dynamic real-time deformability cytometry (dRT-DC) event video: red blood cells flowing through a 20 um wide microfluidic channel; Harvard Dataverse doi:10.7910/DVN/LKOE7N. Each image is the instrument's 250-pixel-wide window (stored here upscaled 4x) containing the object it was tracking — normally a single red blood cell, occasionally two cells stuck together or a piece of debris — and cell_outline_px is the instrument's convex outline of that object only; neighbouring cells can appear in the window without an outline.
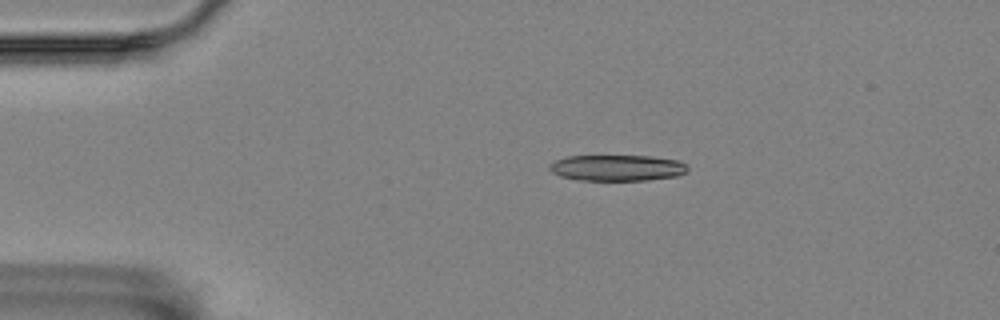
{"species": "Egyptian fruit bat (a non-hibernating species)", "species_latin": "Rousettus aegyptiacus", "temperature_condition": "room temperature", "stored_images_in_passage": 46, "camera_frame_rate_fps": 3000, "um_per_image_px": 0.085, "animal": {"sex": "female"}, "frame": {"image": 1, "passage_image": 1, "time_ms": 0.0, "image_size_px": [1000, 320], "cell_outline_px": [[688, 172], [676, 176], [648, 180], [580, 180], [560, 176], [552, 172], [548, 168], [548, 164], [556, 160], [568, 156], [652, 156], [676, 160], [684, 164], [688, 168]], "centroid_in_image_um": [52.44, 14.27], "position_along_channel_um": 32.6, "area_um2": 20.92}}
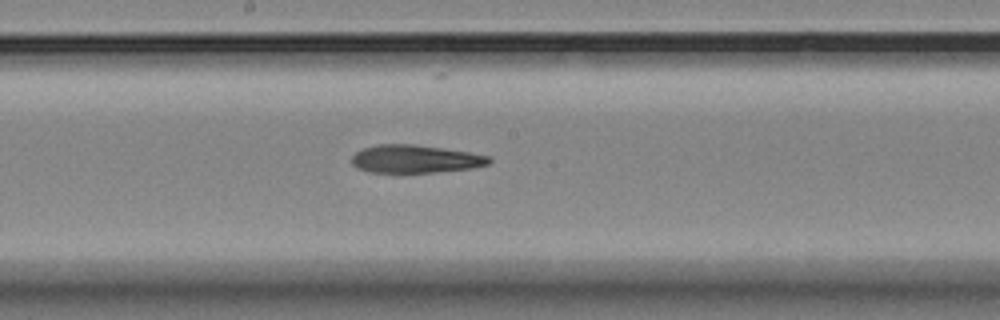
{"frame": {"image": 2, "passage_image": 20, "time_ms": 6.333, "image_size_px": [1000, 320], "cell_outline_px": [[492, 160], [488, 164], [472, 168], [436, 172], [396, 176], [372, 172], [356, 168], [352, 164], [352, 156], [356, 152], [364, 148], [376, 144], [412, 144], [468, 152], [488, 156]], "centroid_in_image_um": [35.22, 13.56], "position_along_channel_um": 213.0, "area_um2": 23.06}}
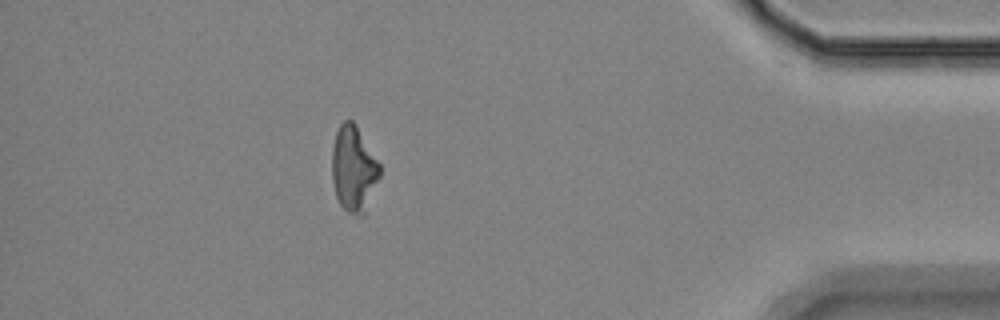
{"frame": {"image": 3, "passage_image": 40, "time_ms": 13.0, "image_size_px": [1000, 320], "cell_outline_px": [[380, 176], [364, 216], [360, 216], [348, 212], [340, 204], [336, 196], [332, 180], [332, 148], [336, 132], [340, 124], [344, 120], [352, 120], [356, 124], [380, 164]], "centroid_in_image_um": [30.06, 14.36], "position_along_channel_um": 405.1, "area_um2": 23.99}, "authors_computed_cell_mechanics": {"area_um2": 23.4957, "velocity_mm_per_s": 3.5349, "shape_relaxation_time_tau1_ms": 10.1903, "shape_relaxation_time_tau2_ms": 3.4193, "deformation_change_tau1": 0.2331, "deformation_change_tau2": 0.1359}}